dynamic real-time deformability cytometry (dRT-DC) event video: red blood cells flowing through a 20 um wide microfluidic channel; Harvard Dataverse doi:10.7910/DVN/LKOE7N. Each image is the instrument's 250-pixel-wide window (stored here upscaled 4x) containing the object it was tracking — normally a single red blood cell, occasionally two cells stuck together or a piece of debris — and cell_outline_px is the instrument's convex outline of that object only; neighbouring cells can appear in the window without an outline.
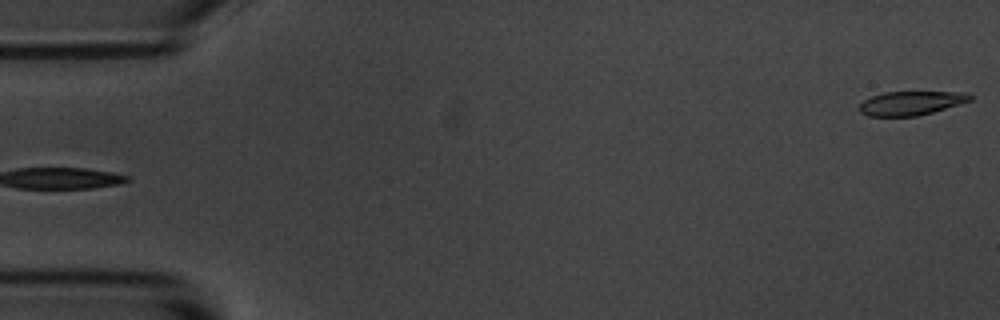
{"species": "common noctule bat (a hibernating species)", "species_latin": "Nyctalus noctula", "temperature_condition": "room temperature", "stored_images_in_passage": 5, "camera_frame_rate_fps": 3000, "um_per_image_px": 0.085, "animal": {"sex": "male", "body_mass_g": 20.1, "forearm_length_mm": 53.5}, "frame": {"image": 1, "passage_image": 5, "time_ms": 5.667, "image_size_px": [1000, 320], "cell_outline_px": [[972, 100], [932, 112], [916, 116], [868, 116], [860, 112], [856, 108], [864, 100], [872, 96], [884, 92], [968, 92], [972, 96]], "centroid_in_image_um": [77.41, 8.76], "position_along_channel_um": 7.6, "area_um2": 15.43}}